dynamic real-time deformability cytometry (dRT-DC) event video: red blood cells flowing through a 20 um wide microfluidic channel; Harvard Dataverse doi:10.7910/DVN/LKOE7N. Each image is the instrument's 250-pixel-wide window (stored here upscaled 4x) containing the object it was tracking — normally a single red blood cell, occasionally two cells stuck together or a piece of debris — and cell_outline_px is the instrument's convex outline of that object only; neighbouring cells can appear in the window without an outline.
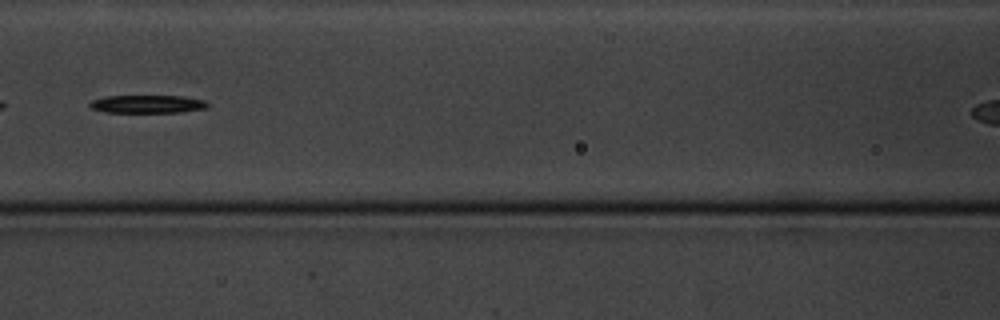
{"species": "common noctule bat (a hibernating species)", "species_latin": "Nyctalus noctula", "temperature_condition": "cold", "stored_images_in_passage": 5, "camera_frame_rate_fps": 3000, "um_per_image_px": 0.085, "animal": {"sex": "male", "body_mass_g": 20.1, "forearm_length_mm": 53.5}, "frame": {"image": 1, "passage_image": 4, "time_ms": 4.333, "image_size_px": [1000, 320], "cell_outline_px": [[208, 108], [180, 112], [108, 112], [92, 108], [88, 104], [92, 100], [104, 96], [184, 96], [204, 100], [208, 104]], "centroid_in_image_um": [12.55, 8.84], "position_along_channel_um": 154.0, "area_um2": 12.25}}